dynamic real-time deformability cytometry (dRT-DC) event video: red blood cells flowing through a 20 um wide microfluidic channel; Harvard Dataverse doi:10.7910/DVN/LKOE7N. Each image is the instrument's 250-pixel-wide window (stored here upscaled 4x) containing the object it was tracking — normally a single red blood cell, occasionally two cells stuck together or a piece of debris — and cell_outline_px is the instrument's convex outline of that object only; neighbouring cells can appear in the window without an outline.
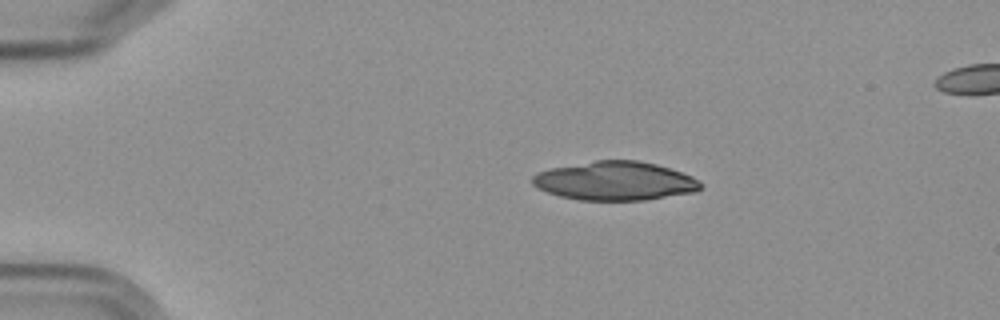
{"species": "Egyptian fruit bat (a non-hibernating species)", "species_latin": "Rousettus aegyptiacus", "temperature_condition": "cold", "stored_images_in_passage": 5, "camera_frame_rate_fps": 3000, "um_per_image_px": 0.085, "frame": {"image": 1, "passage_image": 1, "time_ms": 0.0, "image_size_px": [1000, 320], "cell_outline_px": [[704, 184], [696, 192], [644, 200], [580, 200], [560, 196], [548, 192], [532, 184], [532, 176], [548, 168], [596, 160], [640, 160], [656, 164], [692, 176]], "centroid_in_image_um": [52.29, 15.37], "position_along_channel_um": 32.7, "area_um2": 37.97}}